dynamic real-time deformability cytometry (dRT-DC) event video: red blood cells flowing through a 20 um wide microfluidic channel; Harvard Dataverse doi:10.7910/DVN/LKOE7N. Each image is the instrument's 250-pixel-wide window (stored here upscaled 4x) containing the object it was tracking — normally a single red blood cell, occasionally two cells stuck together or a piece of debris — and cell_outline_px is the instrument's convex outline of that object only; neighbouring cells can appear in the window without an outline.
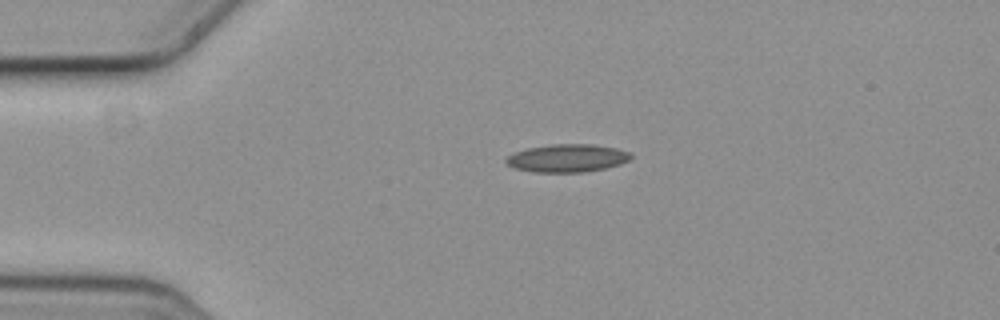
{"species": "common noctule bat (a hibernating species)", "species_latin": "Nyctalus noctula", "temperature_condition": "cold", "stored_images_in_passage": 2, "camera_frame_rate_fps": 3000, "um_per_image_px": 0.085, "animal": {"sex": "female", "body_mass_g": 19.3, "forearm_length_mm": 54.1}, "frame": {"image": 1, "passage_image": 1, "time_ms": 0.0, "image_size_px": [1000, 320], "cell_outline_px": [[632, 156], [628, 160], [620, 164], [604, 168], [584, 172], [532, 172], [512, 168], [504, 160], [512, 152], [528, 148], [552, 144], [592, 144], [616, 148], [628, 152]], "centroid_in_image_um": [48.16, 13.44], "position_along_channel_um": 36.8, "area_um2": 20.29}}